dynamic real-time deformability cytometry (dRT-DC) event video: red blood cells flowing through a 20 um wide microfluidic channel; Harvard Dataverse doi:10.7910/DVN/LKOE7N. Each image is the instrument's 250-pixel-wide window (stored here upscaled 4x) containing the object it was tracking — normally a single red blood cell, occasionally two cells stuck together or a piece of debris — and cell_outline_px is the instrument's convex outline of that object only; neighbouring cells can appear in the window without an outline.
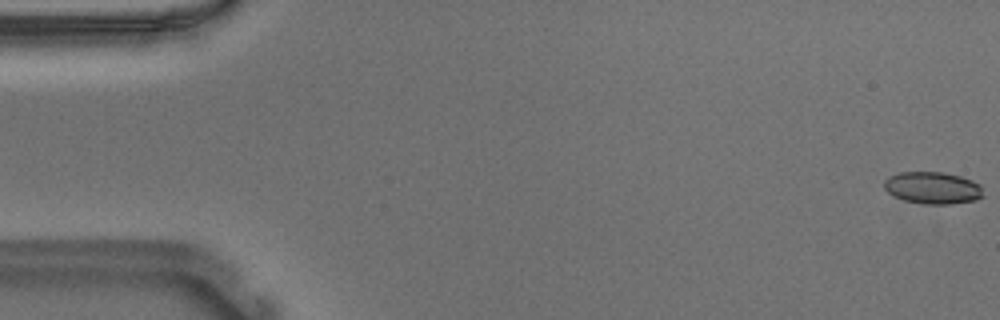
{"species": "Egyptian fruit bat (a non-hibernating species)", "species_latin": "Rousettus aegyptiacus", "temperature_condition": "warm", "stored_images_in_passage": 55, "camera_frame_rate_fps": 3000, "um_per_image_px": 0.085, "animal": {"sex": "male"}, "frame": {"image": 1, "passage_image": 1, "time_ms": 0.0, "image_size_px": [1000, 320], "cell_outline_px": [[984, 196], [976, 200], [948, 204], [924, 204], [904, 200], [888, 192], [884, 188], [884, 180], [888, 176], [900, 172], [944, 172], [960, 176], [972, 180], [980, 184]], "centroid_in_image_um": [79.29, 15.96], "position_along_channel_um": 5.7, "area_um2": 18.55}}
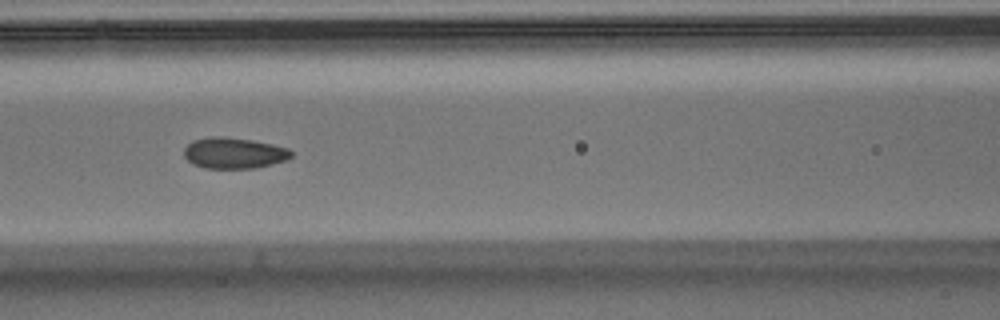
{"frame": {"image": 2, "passage_image": 24, "time_ms": 7.667, "image_size_px": [1000, 320], "cell_outline_px": [[292, 156], [288, 160], [256, 168], [204, 168], [192, 164], [184, 156], [184, 148], [192, 140], [208, 136], [224, 136], [252, 140], [272, 144], [288, 148], [292, 152]], "centroid_in_image_um": [19.88, 13.0], "position_along_channel_um": 146.7, "area_um2": 19.59}}
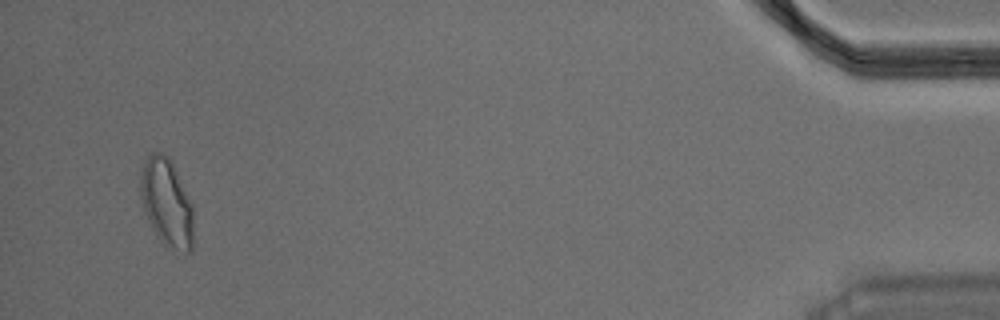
{"frame": {"image": 3, "passage_image": 53, "time_ms": 17.333, "image_size_px": [1000, 320], "cell_outline_px": [[192, 248], [188, 252], [184, 252], [164, 244], [156, 236], [148, 220], [140, 200], [140, 176], [144, 160], [152, 152], [164, 152], [168, 156], [192, 204]], "centroid_in_image_um": [14.13, 17.2], "position_along_channel_um": 421.1, "area_um2": 26.82}, "authors_computed_cell_mechanics": {"area_um2": 19.363, "velocity_mm_per_s": 3.6797, "shape_relaxation_time_tau1_ms": 11.0001, "shape_relaxation_time_tau2_ms": 1.59, "deformation_change_tau1": 0.2053, "deformation_change_tau2": 0.0563}}